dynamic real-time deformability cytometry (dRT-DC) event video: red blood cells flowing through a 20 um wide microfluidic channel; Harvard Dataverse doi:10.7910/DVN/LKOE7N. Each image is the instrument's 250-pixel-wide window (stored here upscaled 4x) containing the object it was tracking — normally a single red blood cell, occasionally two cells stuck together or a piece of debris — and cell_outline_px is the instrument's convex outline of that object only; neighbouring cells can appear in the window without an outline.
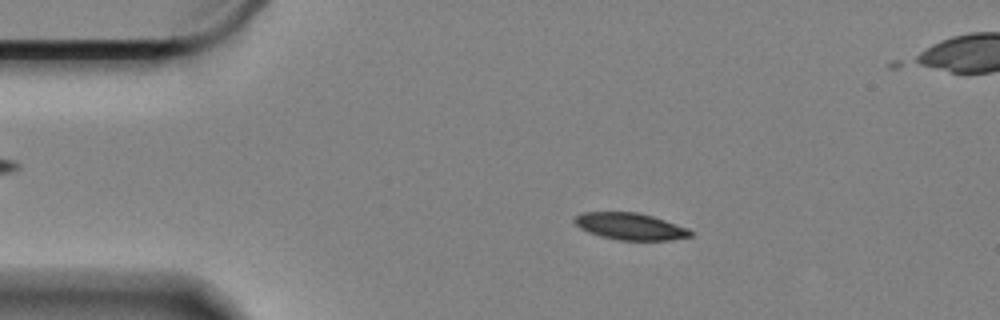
{"species": "Egyptian fruit bat (a non-hibernating species)", "species_latin": "Rousettus aegyptiacus", "temperature_condition": "cold", "stored_images_in_passage": 60, "camera_frame_rate_fps": 3000, "um_per_image_px": 0.085, "animal": {"sex": "female"}, "frame": {"image": 1, "passage_image": 10, "time_ms": 3.0, "image_size_px": [1000, 320], "cell_outline_px": [[692, 236], [672, 240], [616, 240], [600, 236], [588, 232], [580, 228], [572, 220], [580, 212], [636, 212], [652, 216], [688, 228], [692, 232]], "centroid_in_image_um": [53.54, 19.24], "position_along_channel_um": 31.5, "area_um2": 18.15}}
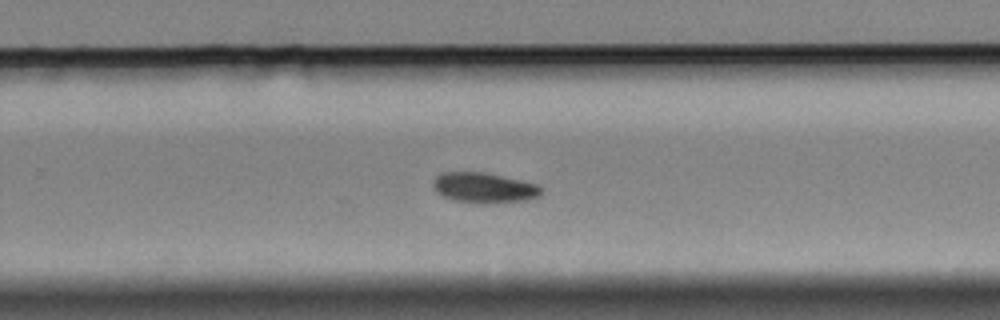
{"frame": {"image": 2, "passage_image": 37, "time_ms": 12.0, "image_size_px": [1000, 320], "cell_outline_px": [[544, 188], [540, 196], [528, 200], [496, 204], [476, 204], [452, 200], [436, 192], [432, 184], [432, 180], [440, 172], [484, 172], [540, 184]], "centroid_in_image_um": [41.18, 15.98], "position_along_channel_um": 288.6, "area_um2": 19.77}}
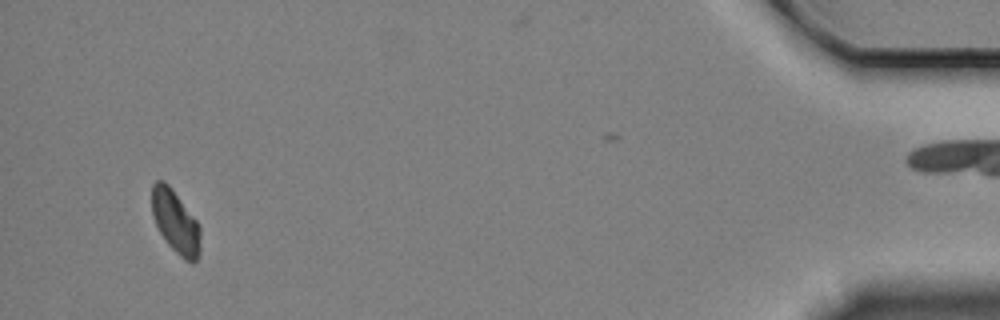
{"frame": {"image": 3, "passage_image": 56, "time_ms": 18.333, "image_size_px": [1000, 320], "cell_outline_px": [[200, 252], [196, 260], [192, 264], [184, 260], [168, 244], [160, 232], [156, 224], [152, 212], [152, 184], [156, 180], [164, 180], [172, 188], [200, 224]], "centroid_in_image_um": [14.94, 18.85], "position_along_channel_um": 420.3, "area_um2": 17.92}, "authors_computed_cell_mechanics": {"area_um2": 18.8428, "velocity_mm_per_s": 3.3081, "shape_relaxation_time_tau1_ms": 3.7623, "shape_relaxation_time_tau2_ms": null, "deformation_change_tau1": 0.0862, "deformation_change_tau2": null}}